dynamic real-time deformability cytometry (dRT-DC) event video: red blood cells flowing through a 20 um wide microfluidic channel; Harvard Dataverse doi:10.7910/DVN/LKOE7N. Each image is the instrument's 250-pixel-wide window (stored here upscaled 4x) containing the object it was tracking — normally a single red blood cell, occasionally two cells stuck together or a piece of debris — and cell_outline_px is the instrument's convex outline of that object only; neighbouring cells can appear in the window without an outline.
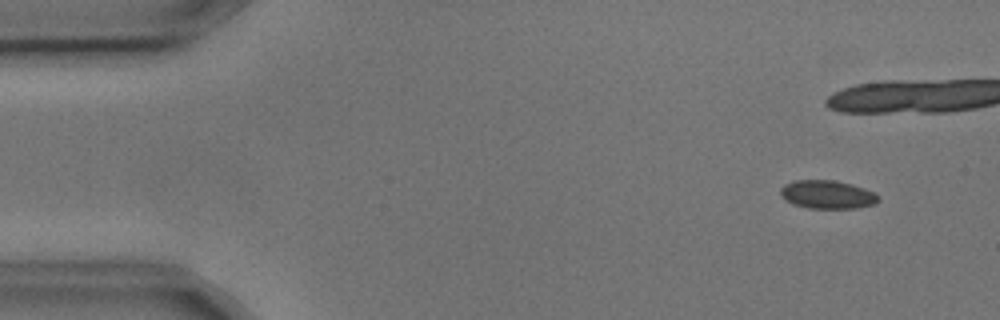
{"species": "common noctule bat (a hibernating species)", "species_latin": "Nyctalus noctula", "temperature_condition": "cold", "stored_images_in_passage": 9, "camera_frame_rate_fps": 3000, "um_per_image_px": 0.085, "animal": {"sex": "male", "body_mass_g": 17.9, "forearm_length_mm": 54.2}, "frame": {"image": 1, "passage_image": 1, "time_ms": 0.0, "image_size_px": [1000, 320], "cell_outline_px": [[880, 200], [876, 204], [856, 208], [808, 208], [792, 204], [784, 200], [780, 196], [780, 188], [784, 184], [796, 180], [836, 180], [852, 184], [876, 192], [880, 196]], "centroid_in_image_um": [70.34, 16.53], "position_along_channel_um": 14.7, "area_um2": 16.53}}
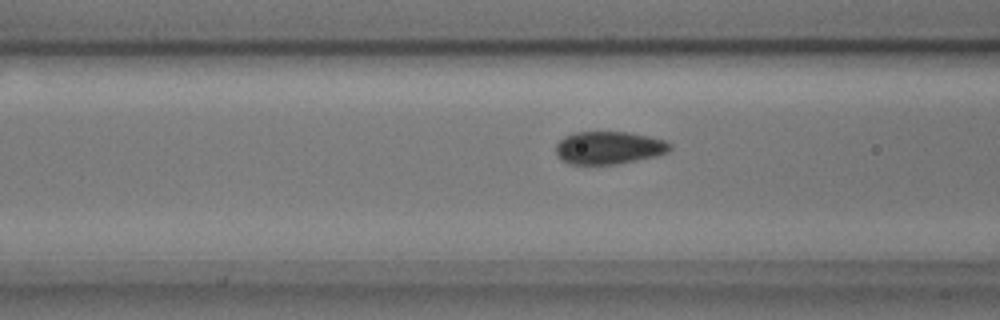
{"frame": {"image": 2, "passage_image": 8, "time_ms": 2.333, "image_size_px": [1000, 320], "cell_outline_px": [[672, 148], [668, 152], [656, 156], [616, 164], [568, 164], [560, 160], [556, 156], [556, 144], [564, 136], [576, 132], [628, 132], [648, 136], [664, 140], [672, 144]], "centroid_in_image_um": [51.73, 12.56], "position_along_channel_um": 114.9, "area_um2": 21.91}}